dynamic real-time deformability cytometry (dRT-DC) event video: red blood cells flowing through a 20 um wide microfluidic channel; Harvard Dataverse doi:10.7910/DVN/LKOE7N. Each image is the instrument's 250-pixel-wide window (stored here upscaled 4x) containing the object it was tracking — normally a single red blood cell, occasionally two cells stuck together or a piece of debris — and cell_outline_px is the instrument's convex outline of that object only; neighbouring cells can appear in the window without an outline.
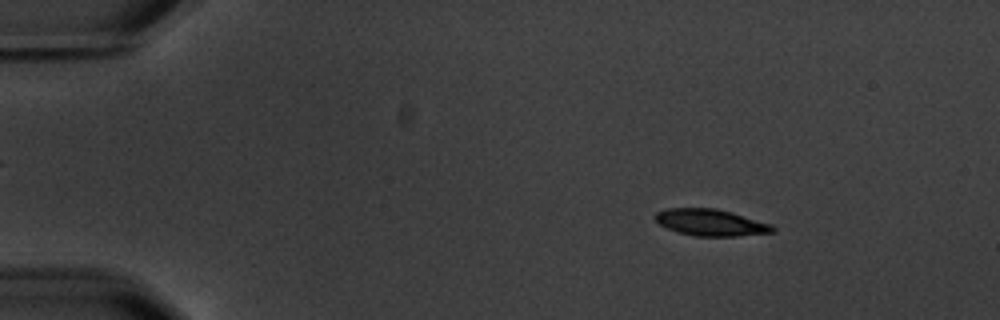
{"species": "common noctule bat (a hibernating species)", "species_latin": "Nyctalus noctula", "temperature_condition": "warm", "stored_images_in_passage": 5, "camera_frame_rate_fps": 3000, "um_per_image_px": 0.085, "animal": {"sex": "male", "body_mass_g": 20.1, "forearm_length_mm": 53.5}, "frame": {"image": 1, "passage_image": 2, "time_ms": 1.333, "image_size_px": [1000, 320], "cell_outline_px": [[776, 232], [736, 236], [696, 236], [680, 232], [668, 228], [660, 224], [652, 216], [656, 212], [668, 208], [716, 208], [732, 212], [772, 224], [776, 228]], "centroid_in_image_um": [60.44, 18.9], "position_along_channel_um": 24.6, "area_um2": 18.26}}